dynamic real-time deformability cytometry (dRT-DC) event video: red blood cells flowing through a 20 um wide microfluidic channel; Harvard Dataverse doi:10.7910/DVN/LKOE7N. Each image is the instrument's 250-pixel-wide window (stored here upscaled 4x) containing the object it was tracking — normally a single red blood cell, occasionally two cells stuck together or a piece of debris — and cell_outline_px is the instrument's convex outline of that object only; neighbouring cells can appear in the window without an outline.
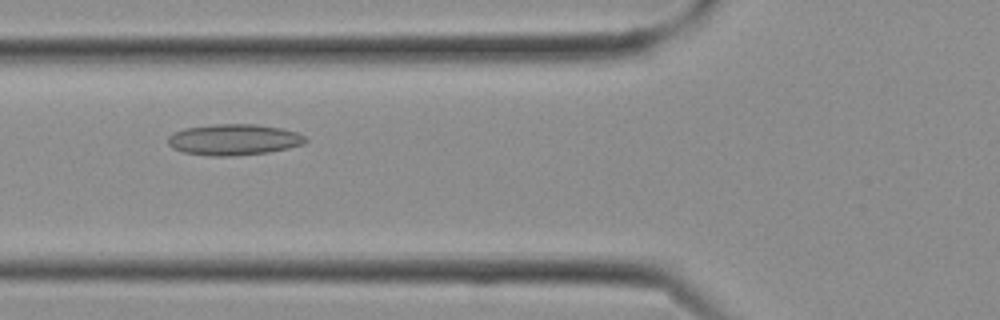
{"species": "Egyptian fruit bat (a non-hibernating species)", "species_latin": "Rousettus aegyptiacus", "temperature_condition": "cold", "stored_images_in_passage": 10, "camera_frame_rate_fps": 3000, "um_per_image_px": 0.085, "frame": {"image": 1, "passage_image": 7, "time_ms": 2.0, "image_size_px": [1000, 320], "cell_outline_px": [[308, 140], [304, 144], [288, 148], [268, 152], [236, 156], [208, 156], [184, 152], [172, 148], [168, 144], [168, 136], [172, 132], [184, 128], [216, 124], [256, 124], [280, 128], [296, 132], [304, 136]], "centroid_in_image_um": [19.85, 11.87], "position_along_channel_um": 106.0, "area_um2": 25.03}}
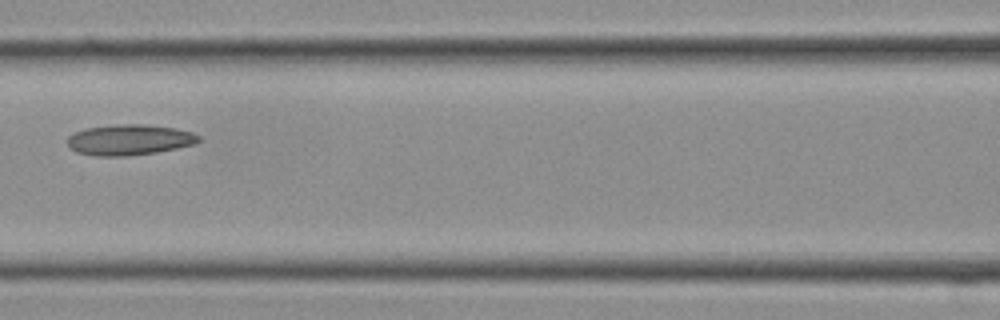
{"frame": {"image": 2, "passage_image": 9, "time_ms": 2.667, "image_size_px": [1000, 320], "cell_outline_px": [[200, 140], [196, 144], [156, 152], [128, 156], [96, 156], [76, 152], [68, 144], [68, 136], [84, 128], [124, 124], [144, 124], [176, 128], [192, 132], [200, 136]], "centroid_in_image_um": [11.02, 11.88], "position_along_channel_um": 155.6, "area_um2": 23.41}}